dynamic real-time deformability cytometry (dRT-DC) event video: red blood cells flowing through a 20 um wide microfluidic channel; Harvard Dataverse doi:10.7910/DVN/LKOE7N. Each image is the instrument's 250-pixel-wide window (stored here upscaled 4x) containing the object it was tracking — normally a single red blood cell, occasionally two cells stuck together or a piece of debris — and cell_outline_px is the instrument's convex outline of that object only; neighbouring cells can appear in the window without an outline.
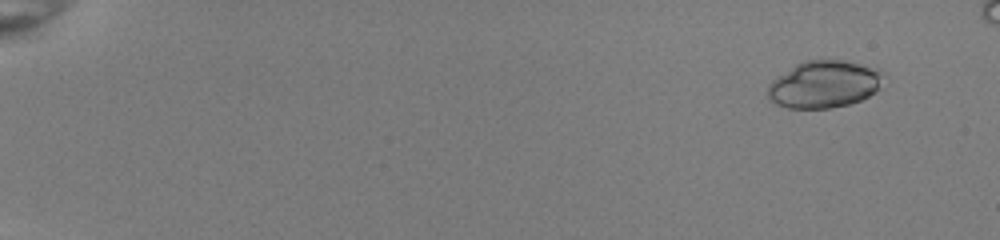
{"species": "common noctule bat (a hibernating species)", "species_latin": "Nyctalus noctula", "temperature_condition": "room temperature", "stored_images_in_passage": 51, "camera_frame_rate_fps": 3000, "um_per_image_px": 0.085, "animal": {"sex": "female", "body_mass_g": 22.0, "forearm_length_mm": 56.7}, "frame": {"image": 1, "passage_image": 2, "time_ms": 0.333, "image_size_px": [1000, 240], "cell_outline_px": [[884, 72], [876, 92], [860, 100], [848, 104], [832, 108], [788, 108], [776, 104], [768, 100], [768, 88], [772, 80], [796, 64], [804, 60], [840, 60], [880, 68]], "centroid_in_image_um": [70.05, 7.16], "position_along_channel_um": 15.0, "area_um2": 31.73}}